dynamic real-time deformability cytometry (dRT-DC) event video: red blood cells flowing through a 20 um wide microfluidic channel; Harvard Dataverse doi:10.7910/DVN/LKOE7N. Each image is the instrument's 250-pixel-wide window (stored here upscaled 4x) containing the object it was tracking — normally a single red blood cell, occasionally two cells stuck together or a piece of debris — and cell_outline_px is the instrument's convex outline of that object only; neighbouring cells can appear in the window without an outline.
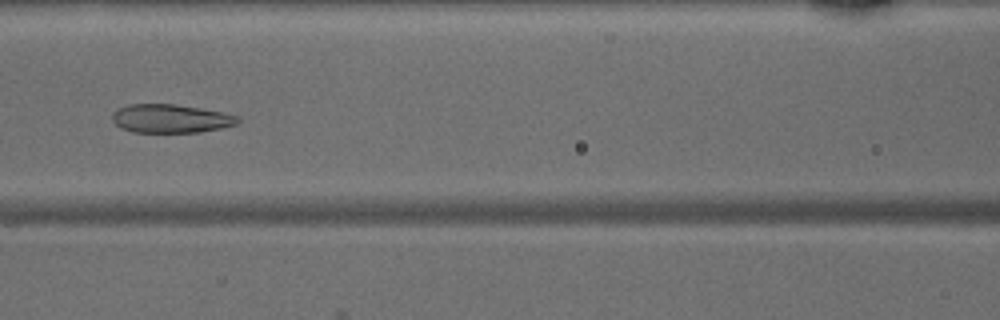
{"species": "common noctule bat (a hibernating species)", "species_latin": "Nyctalus noctula", "temperature_condition": "warm", "stored_images_in_passage": 47, "camera_frame_rate_fps": 3000, "um_per_image_px": 0.085, "animal": {"sex": "male", "body_mass_g": 15.6}, "frame": {"image": 1, "passage_image": 21, "time_ms": 6.667, "image_size_px": [1000, 320], "cell_outline_px": [[240, 120], [236, 124], [220, 128], [200, 132], [132, 132], [120, 128], [112, 120], [112, 112], [116, 108], [128, 104], [176, 104], [224, 112], [240, 116]], "centroid_in_image_um": [14.49, 10.07], "position_along_channel_um": 152.1, "area_um2": 21.1}}
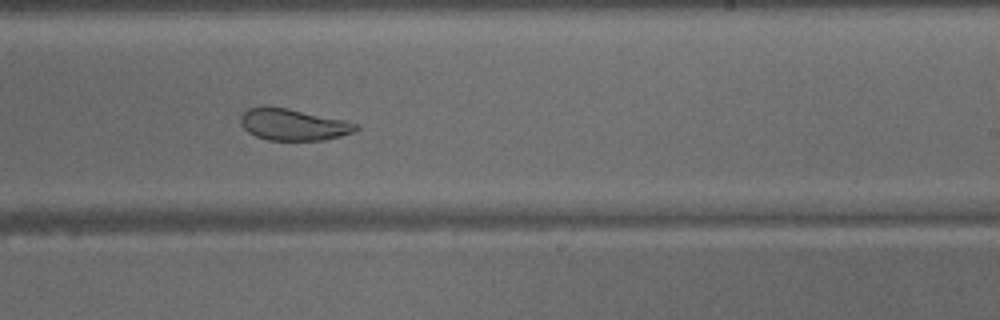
{"frame": {"image": 2, "passage_image": 29, "time_ms": 9.333, "image_size_px": [1000, 320], "cell_outline_px": [[360, 128], [356, 132], [324, 140], [268, 140], [256, 136], [248, 132], [240, 124], [240, 116], [248, 108], [260, 104], [268, 104], [288, 108], [344, 120], [356, 124]], "centroid_in_image_um": [24.88, 10.56], "position_along_channel_um": 264.1, "area_um2": 21.62}}
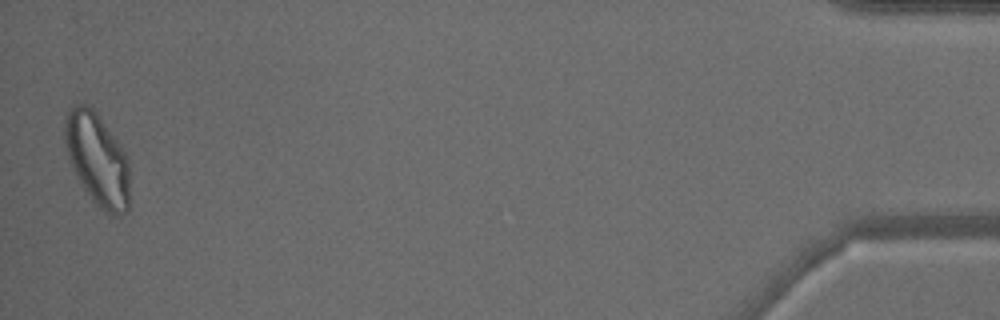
{"frame": {"image": 3, "passage_image": 47, "time_ms": 15.333, "image_size_px": [1000, 320], "cell_outline_px": [[128, 212], [120, 216], [112, 216], [104, 212], [92, 200], [84, 188], [68, 156], [64, 140], [64, 124], [68, 108], [76, 104], [88, 104], [96, 112], [116, 140], [124, 152], [128, 164]], "centroid_in_image_um": [8.26, 13.55], "position_along_channel_um": 426.9, "area_um2": 34.51}}